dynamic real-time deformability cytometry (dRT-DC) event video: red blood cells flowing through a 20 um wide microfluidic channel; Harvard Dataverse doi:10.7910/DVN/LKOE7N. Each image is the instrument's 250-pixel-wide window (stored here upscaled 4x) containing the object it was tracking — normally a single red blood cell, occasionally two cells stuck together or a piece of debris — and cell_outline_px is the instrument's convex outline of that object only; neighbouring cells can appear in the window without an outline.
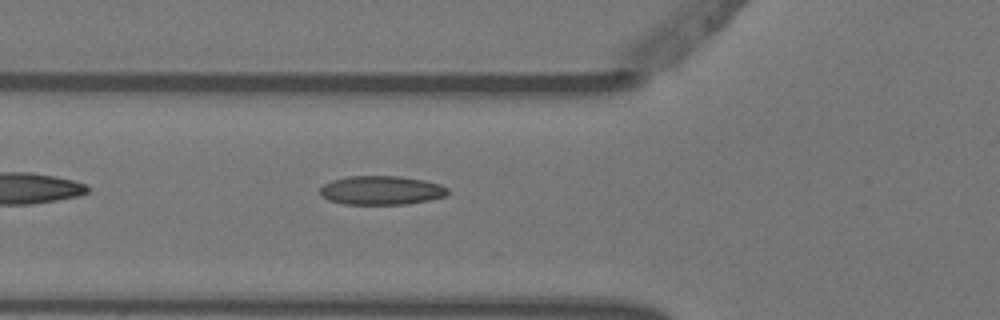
{"species": "Egyptian fruit bat (a non-hibernating species)", "species_latin": "Rousettus aegyptiacus", "temperature_condition": "warm", "stored_images_in_passage": 2, "camera_frame_rate_fps": 3000, "um_per_image_px": 0.085, "animal": {"sex": "female"}, "frame": {"image": 1, "passage_image": 2, "time_ms": 0.333, "image_size_px": [1000, 320], "cell_outline_px": [[448, 192], [444, 196], [428, 200], [408, 204], [344, 204], [328, 200], [320, 196], [320, 188], [324, 184], [332, 180], [348, 176], [400, 176], [424, 180], [440, 184], [448, 188]], "centroid_in_image_um": [32.39, 16.17], "position_along_channel_um": 93.4, "area_um2": 21.56}}